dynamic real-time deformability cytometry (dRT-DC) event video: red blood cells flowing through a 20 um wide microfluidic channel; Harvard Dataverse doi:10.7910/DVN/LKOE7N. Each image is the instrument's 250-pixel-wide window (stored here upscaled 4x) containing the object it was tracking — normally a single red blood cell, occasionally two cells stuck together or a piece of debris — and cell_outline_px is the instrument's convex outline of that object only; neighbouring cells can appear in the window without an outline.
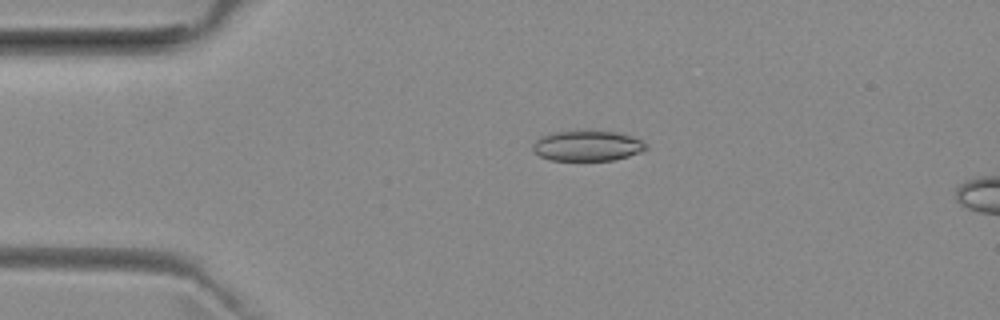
{"species": "common noctule bat (a hibernating species)", "species_latin": "Nyctalus noctula", "temperature_condition": "room temperature", "stored_images_in_passage": 15, "camera_frame_rate_fps": 3000, "um_per_image_px": 0.085, "animal": {"sex": "female", "body_mass_g": 29.2, "forearm_length_mm": 56.3}, "frame": {"image": 1, "passage_image": 11, "time_ms": 3.333, "image_size_px": [1000, 320], "cell_outline_px": [[648, 148], [644, 152], [612, 160], [548, 160], [540, 156], [532, 148], [532, 144], [540, 136], [548, 132], [584, 128], [596, 128], [616, 132], [632, 136], [648, 144]], "centroid_in_image_um": [49.92, 12.33], "position_along_channel_um": 35.1, "area_um2": 21.1}}